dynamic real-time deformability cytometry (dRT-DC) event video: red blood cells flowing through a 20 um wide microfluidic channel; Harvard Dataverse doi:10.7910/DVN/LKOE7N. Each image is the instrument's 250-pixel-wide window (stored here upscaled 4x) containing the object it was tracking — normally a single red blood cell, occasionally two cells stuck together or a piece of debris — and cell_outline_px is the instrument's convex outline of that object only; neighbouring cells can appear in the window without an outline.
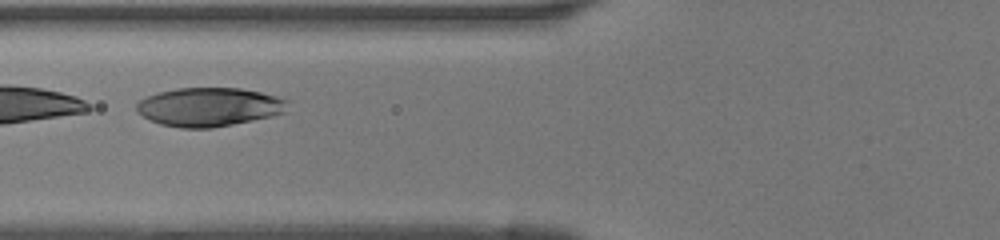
{"species": "human", "species_latin": "Homo sapiens", "temperature_condition": "room temperature", "stored_images_in_passage": 18, "segment_of_instrument_passage": [2, 2], "camera_frame_rate_fps": 3000, "um_per_image_px": 0.085, "donor": {"sex": "female"}, "frame": {"image": 1, "passage_image": 9, "time_ms": 2.667, "image_size_px": [1000, 240], "cell_outline_px": [[288, 100], [284, 112], [272, 116], [212, 128], [180, 128], [160, 124], [136, 112], [136, 104], [140, 100], [148, 96], [160, 92], [176, 88], [240, 88], [260, 92], [276, 96]], "centroid_in_image_um": [17.76, 9.09], "position_along_channel_um": 108.0, "area_um2": 33.87}}
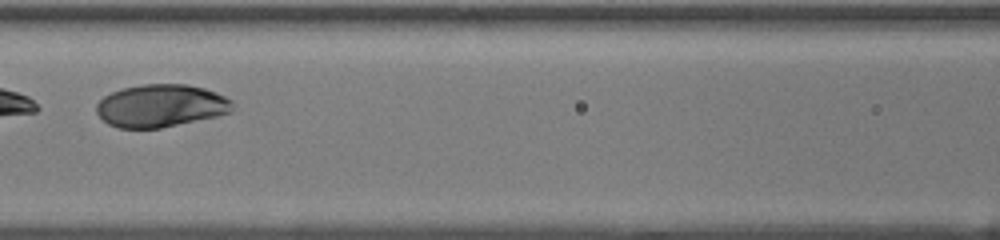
{"frame": {"image": 2, "passage_image": 12, "time_ms": 3.667, "image_size_px": [1000, 240], "cell_outline_px": [[236, 104], [232, 112], [216, 116], [160, 128], [120, 128], [108, 124], [96, 112], [96, 104], [104, 96], [112, 92], [124, 88], [144, 84], [188, 84], [204, 88], [216, 92], [232, 100]], "centroid_in_image_um": [13.71, 8.98], "position_along_channel_um": 152.9, "area_um2": 33.87}}